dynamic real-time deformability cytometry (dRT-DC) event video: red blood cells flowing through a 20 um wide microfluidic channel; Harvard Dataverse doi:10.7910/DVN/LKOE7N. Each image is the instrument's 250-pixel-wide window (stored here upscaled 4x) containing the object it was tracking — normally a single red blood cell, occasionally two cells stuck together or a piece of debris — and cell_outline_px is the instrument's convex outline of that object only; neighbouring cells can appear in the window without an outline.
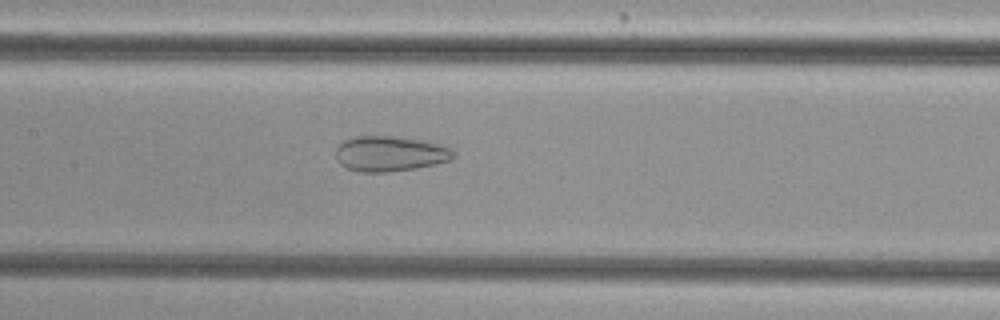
{"species": "common noctule bat (a hibernating species)", "species_latin": "Nyctalus noctula", "temperature_condition": "cold", "stored_images_in_passage": 51, "camera_frame_rate_fps": 3000, "um_per_image_px": 0.085, "animal": {"sex": "female", "body_mass_g": 29.2, "forearm_length_mm": 56.3}, "frame": {"image": 1, "passage_image": 24, "time_ms": 7.667, "image_size_px": [1000, 320], "cell_outline_px": [[456, 156], [452, 160], [416, 168], [388, 172], [360, 172], [348, 168], [340, 164], [336, 160], [336, 148], [344, 140], [356, 136], [392, 136], [424, 140], [440, 144], [448, 148]], "centroid_in_image_um": [33.13, 13.06], "position_along_channel_um": 174.3, "area_um2": 24.22}}
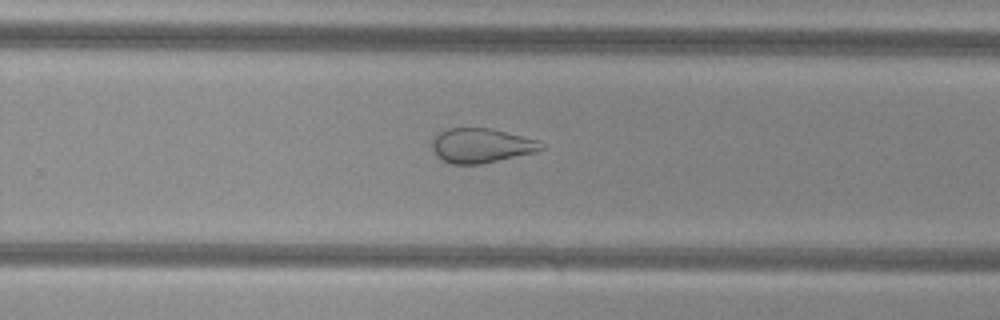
{"frame": {"image": 2, "passage_image": 33, "time_ms": 10.667, "image_size_px": [1000, 320], "cell_outline_px": [[544, 148], [536, 152], [480, 164], [452, 164], [440, 160], [436, 156], [432, 148], [432, 136], [448, 128], [492, 128], [540, 140], [544, 144]], "centroid_in_image_um": [40.9, 12.37], "position_along_channel_um": 288.9, "area_um2": 22.25}}
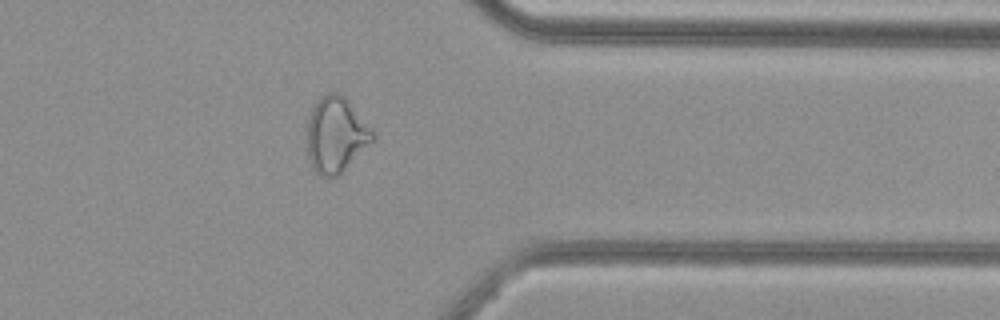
{"frame": {"image": 3, "passage_image": 41, "time_ms": 13.333, "image_size_px": [1000, 320], "cell_outline_px": [[376, 136], [336, 176], [320, 176], [312, 168], [308, 156], [308, 120], [312, 108], [320, 96], [328, 92], [340, 92], [348, 100], [372, 128]], "centroid_in_image_um": [28.54, 11.4], "position_along_channel_um": 382.9, "area_um2": 28.32}, "authors_computed_cell_mechanics": {"area_um2": 29.767, "velocity_mm_per_s": 3.8319, "shape_relaxation_time_tau1_ms": null, "shape_relaxation_time_tau2_ms": 2.0079, "deformation_change_tau1": null, "deformation_change_tau2": 0.0924}}